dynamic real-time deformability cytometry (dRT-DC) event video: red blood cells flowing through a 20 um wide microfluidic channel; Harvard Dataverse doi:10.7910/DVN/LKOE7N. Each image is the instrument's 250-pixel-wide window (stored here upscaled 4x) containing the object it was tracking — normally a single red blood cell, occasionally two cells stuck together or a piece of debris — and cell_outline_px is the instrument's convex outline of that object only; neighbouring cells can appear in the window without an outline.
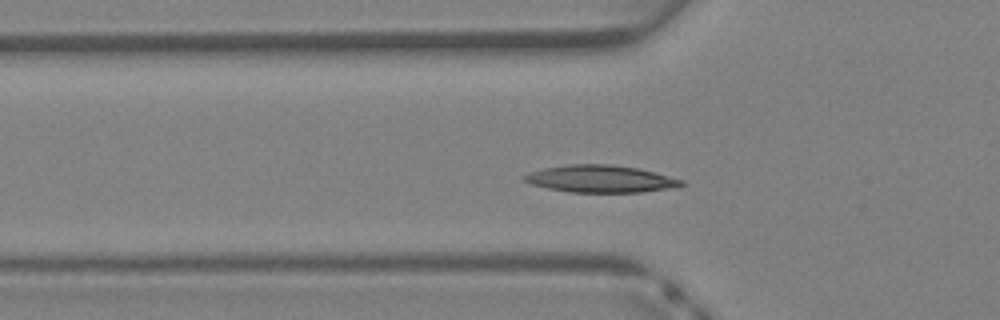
{"species": "Egyptian fruit bat (a non-hibernating species)", "species_latin": "Rousettus aegyptiacus", "temperature_condition": "warm", "stored_images_in_passage": 37, "camera_frame_rate_fps": 3000, "um_per_image_px": 0.085, "animal": {"sex": "female"}, "frame": {"image": 1, "passage_image": 10, "time_ms": 3.0, "image_size_px": [1000, 320], "cell_outline_px": [[684, 184], [680, 188], [640, 192], [572, 192], [548, 188], [532, 184], [524, 180], [524, 176], [528, 172], [544, 168], [568, 164], [612, 164], [636, 168], [684, 180]], "centroid_in_image_um": [51.08, 15.2], "position_along_channel_um": 74.7, "area_um2": 24.85}}
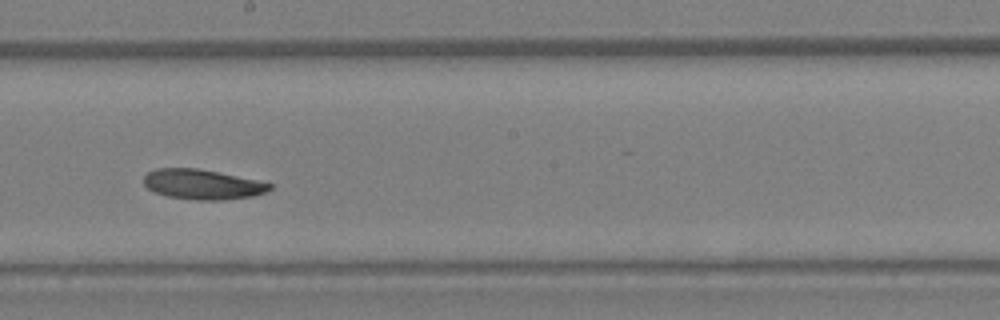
{"frame": {"image": 2, "passage_image": 19, "time_ms": 6.0, "image_size_px": [1000, 320], "cell_outline_px": [[272, 188], [264, 192], [252, 196], [224, 200], [196, 200], [168, 196], [156, 192], [148, 188], [144, 184], [144, 176], [148, 172], [156, 168], [196, 168], [256, 180], [272, 184]], "centroid_in_image_um": [17.18, 15.67], "position_along_channel_um": 231.0, "area_um2": 21.68}}
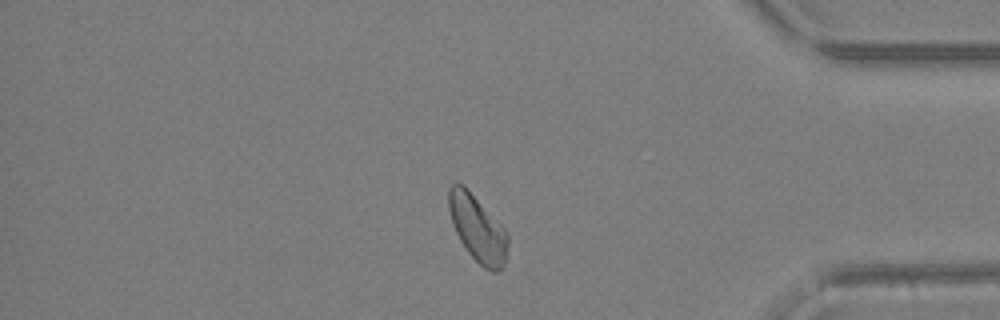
{"frame": {"image": 3, "passage_image": 30, "time_ms": 9.667, "image_size_px": [1000, 320], "cell_outline_px": [[508, 244], [504, 268], [496, 272], [492, 272], [484, 268], [468, 252], [460, 240], [452, 224], [448, 208], [448, 188], [452, 184], [464, 184], [508, 232]], "centroid_in_image_um": [40.6, 19.42], "position_along_channel_um": 394.6, "area_um2": 22.95}}